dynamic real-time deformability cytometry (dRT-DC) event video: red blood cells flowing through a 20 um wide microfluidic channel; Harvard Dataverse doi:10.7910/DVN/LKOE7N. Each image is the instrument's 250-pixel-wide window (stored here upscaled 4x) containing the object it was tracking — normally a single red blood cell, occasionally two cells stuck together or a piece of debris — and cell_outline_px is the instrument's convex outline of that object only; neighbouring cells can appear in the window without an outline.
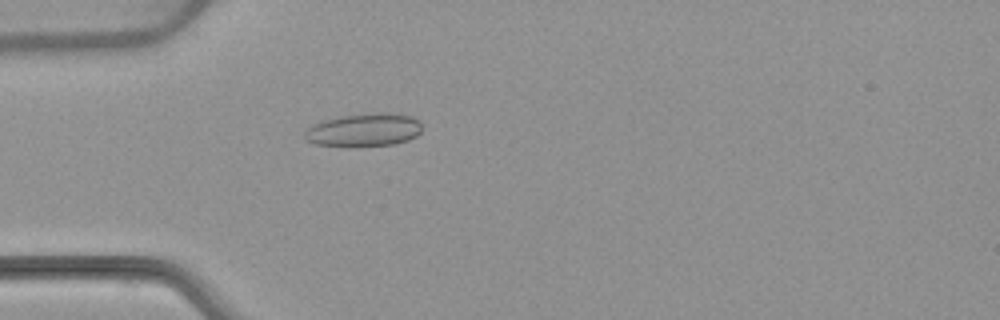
{"species": "common noctule bat (a hibernating species)", "species_latin": "Nyctalus noctula", "temperature_condition": "warm", "stored_images_in_passage": 45, "camera_frame_rate_fps": 3000, "um_per_image_px": 0.085, "animal": {"sex": "female", "body_mass_g": 22.7, "forearm_length_mm": 54.2}, "frame": {"image": 1, "passage_image": 8, "time_ms": 2.333, "image_size_px": [1000, 320], "cell_outline_px": [[420, 132], [416, 136], [408, 140], [396, 144], [316, 144], [308, 140], [304, 136], [304, 132], [308, 128], [324, 120], [344, 116], [380, 112], [384, 112], [412, 116], [420, 120]], "centroid_in_image_um": [31.01, 11.01], "position_along_channel_um": 54.0, "area_um2": 21.68}}
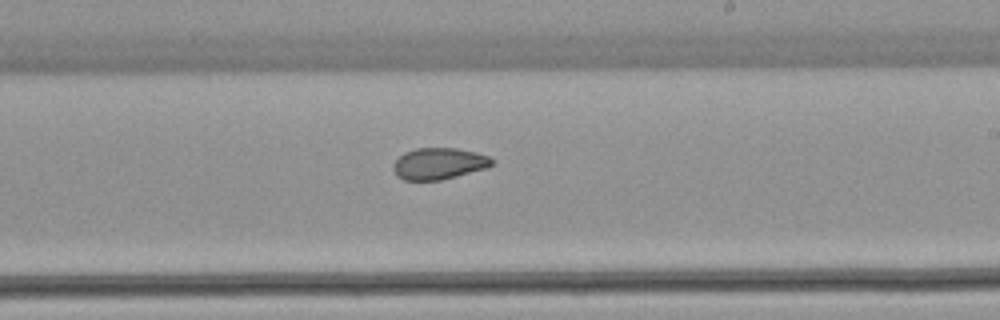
{"frame": {"image": 2, "passage_image": 24, "time_ms": 7.667, "image_size_px": [1000, 320], "cell_outline_px": [[496, 164], [488, 168], [440, 180], [404, 180], [396, 176], [392, 168], [392, 164], [404, 152], [416, 148], [456, 148], [476, 152], [488, 156], [496, 160]], "centroid_in_image_um": [37.33, 13.9], "position_along_channel_um": 251.7, "area_um2": 18.38}}
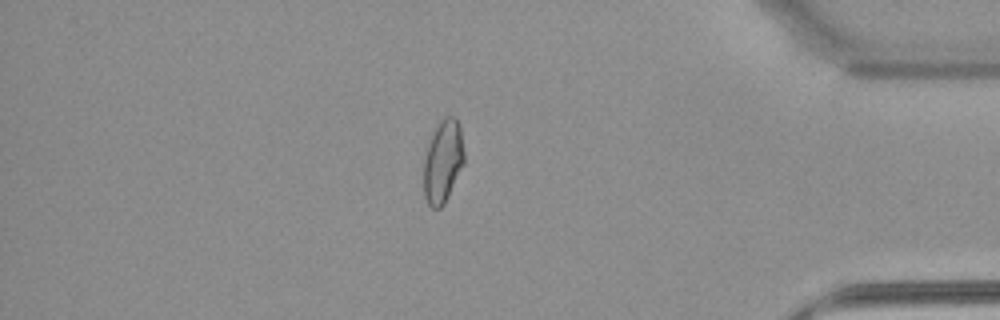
{"frame": {"image": 3, "passage_image": 38, "time_ms": 12.333, "image_size_px": [1000, 320], "cell_outline_px": [[464, 164], [444, 204], [440, 208], [432, 208], [428, 204], [424, 196], [424, 160], [428, 136], [440, 120], [444, 116], [456, 116], [460, 124], [464, 152]], "centroid_in_image_um": [37.64, 13.66], "position_along_channel_um": 397.6, "area_um2": 20.0}, "authors_computed_cell_mechanics": {"area_um2": 19.363, "velocity_mm_per_s": 3.844, "shape_relaxation_time_tau1_ms": 9.7683, "shape_relaxation_time_tau2_ms": 2.8703, "deformation_change_tau1": 0.1916, "deformation_change_tau2": 0.0809}}